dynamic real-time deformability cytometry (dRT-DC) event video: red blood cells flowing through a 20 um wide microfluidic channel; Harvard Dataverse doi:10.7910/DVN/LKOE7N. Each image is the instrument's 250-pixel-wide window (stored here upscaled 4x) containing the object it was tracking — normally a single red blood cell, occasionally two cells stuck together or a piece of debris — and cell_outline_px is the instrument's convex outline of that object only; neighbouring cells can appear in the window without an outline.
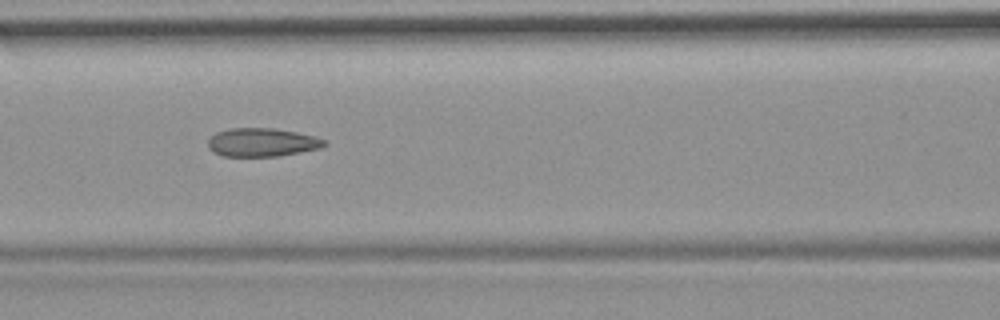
{"species": "common noctule bat (a hibernating species)", "species_latin": "Nyctalus noctula", "temperature_condition": "room temperature", "stored_images_in_passage": 55, "camera_frame_rate_fps": 3000, "um_per_image_px": 0.085, "animal": {"sex": "female", "body_mass_g": 19.9}, "frame": {"image": 1, "passage_image": 24, "time_ms": 7.667, "image_size_px": [1000, 320], "cell_outline_px": [[328, 144], [320, 148], [280, 156], [224, 156], [212, 152], [208, 148], [208, 140], [216, 132], [232, 128], [276, 128], [316, 136], [328, 140]], "centroid_in_image_um": [22.31, 12.1], "position_along_channel_um": 144.3, "area_um2": 19.48}, "authors_computed_cell_mechanics": {"area_um2": 19.7676, "velocity_mm_per_s": 3.7165, "shape_relaxation_time_tau1_ms": null, "shape_relaxation_time_tau2_ms": 2.0092, "deformation_change_tau1": null, "deformation_change_tau2": 0.0906}}